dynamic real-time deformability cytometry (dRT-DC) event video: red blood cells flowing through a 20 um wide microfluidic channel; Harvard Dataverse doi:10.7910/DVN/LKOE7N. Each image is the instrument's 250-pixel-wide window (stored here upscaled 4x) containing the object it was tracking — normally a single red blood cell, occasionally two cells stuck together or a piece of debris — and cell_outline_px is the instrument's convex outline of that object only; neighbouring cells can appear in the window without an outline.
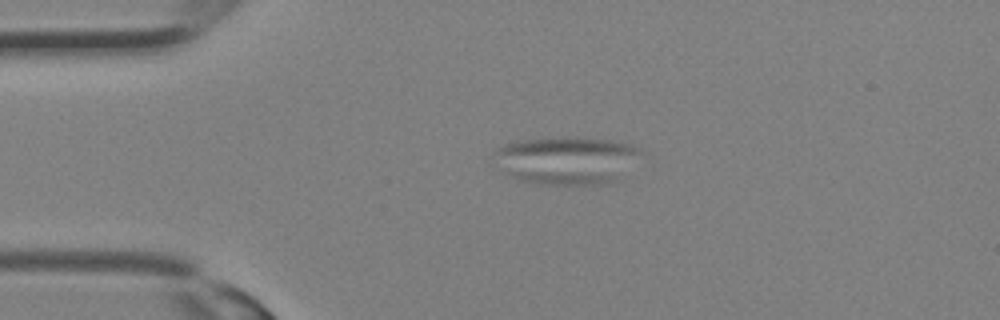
{"species": "Egyptian fruit bat (a non-hibernating species)", "species_latin": "Rousettus aegyptiacus", "temperature_condition": "room temperature", "stored_images_in_passage": 12, "segment_of_instrument_passage": [2, 2], "camera_frame_rate_fps": 3000, "um_per_image_px": 0.085, "animal": {"sex": "female"}, "frame": {"image": 1, "passage_image": 7, "time_ms": 2.0, "image_size_px": [1000, 320], "cell_outline_px": [[644, 152], [612, 184], [536, 184], [520, 180], [512, 176], [508, 172], [492, 152], [496, 148], [520, 140], [608, 140], [628, 144]], "centroid_in_image_um": [48.2, 13.68], "position_along_channel_um": 36.8, "area_um2": 39.02}}
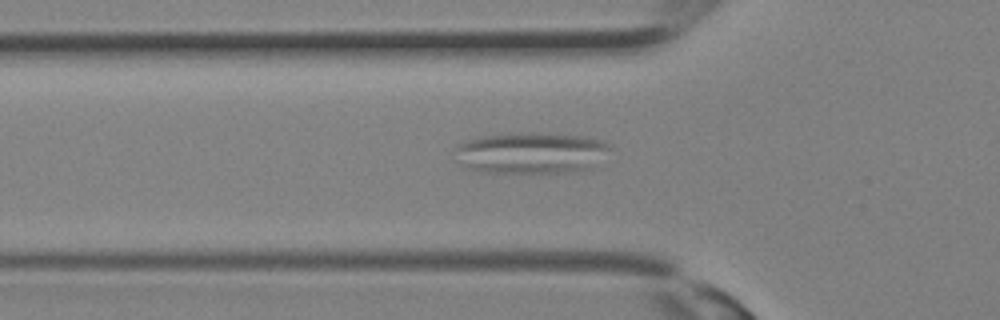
{"frame": {"image": 2, "passage_image": 11, "time_ms": 3.333, "image_size_px": [1000, 320], "cell_outline_px": [[612, 148], [592, 168], [572, 172], [480, 172], [464, 168], [456, 160], [456, 148], [460, 144], [468, 140], [484, 136], [520, 132], [584, 136], [604, 140], [612, 144]], "centroid_in_image_um": [45.17, 13.0], "position_along_channel_um": 80.6, "area_um2": 37.51}}